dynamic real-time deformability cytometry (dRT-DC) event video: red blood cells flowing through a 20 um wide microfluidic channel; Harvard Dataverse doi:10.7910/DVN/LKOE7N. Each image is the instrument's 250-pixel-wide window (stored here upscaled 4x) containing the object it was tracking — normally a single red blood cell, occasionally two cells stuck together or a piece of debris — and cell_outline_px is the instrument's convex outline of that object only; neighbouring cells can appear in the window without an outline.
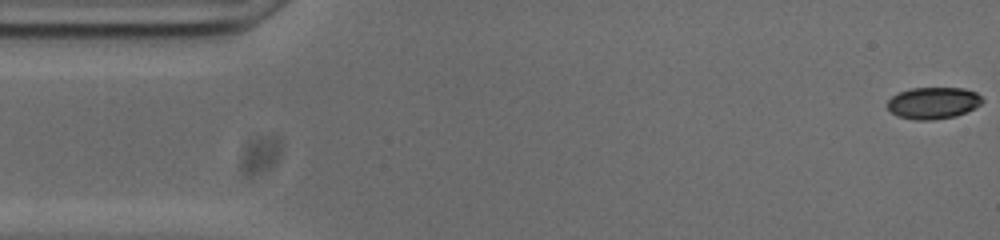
{"species": "common noctule bat (a hibernating species)", "species_latin": "Nyctalus noctula", "temperature_condition": "cold", "stored_images_in_passage": 54, "camera_frame_rate_fps": 3000, "um_per_image_px": 0.085, "animal": {"sex": "male", "body_mass_g": 20.0, "forearm_length_mm": 53.3}, "frame": {"image": 1, "passage_image": 1, "time_ms": 0.0, "image_size_px": [1000, 240], "cell_outline_px": [[984, 100], [980, 104], [956, 116], [932, 120], [916, 120], [896, 116], [888, 108], [888, 100], [892, 96], [900, 92], [912, 88], [964, 88], [976, 92]], "centroid_in_image_um": [79.31, 8.75], "position_along_channel_um": 5.7, "area_um2": 17.4}}
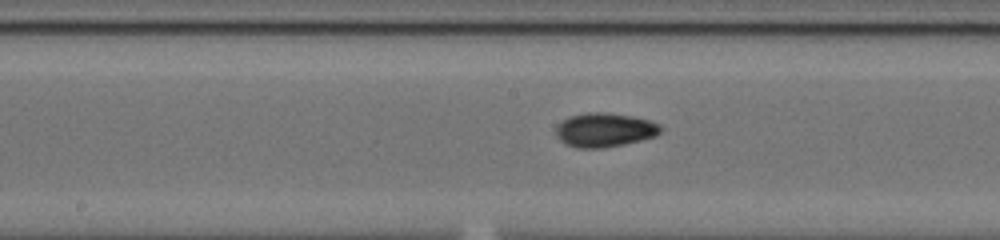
{"frame": {"image": 2, "passage_image": 26, "time_ms": 8.333, "image_size_px": [1000, 240], "cell_outline_px": [[664, 128], [656, 136], [624, 144], [604, 148], [576, 148], [564, 144], [556, 136], [556, 124], [568, 116], [588, 112], [608, 112], [632, 116], [648, 120], [660, 124]], "centroid_in_image_um": [51.37, 11.04], "position_along_channel_um": 196.8, "area_um2": 21.1}}
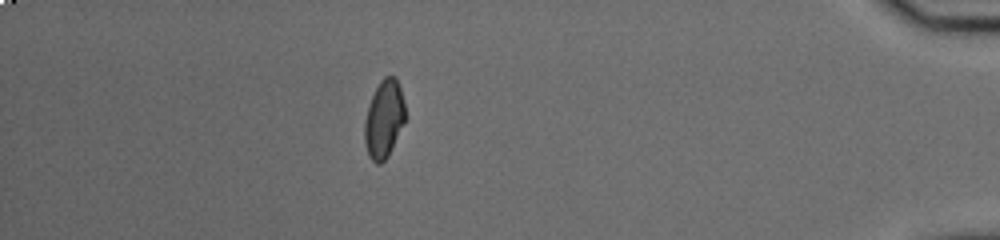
{"frame": {"image": 3, "passage_image": 47, "time_ms": 15.333, "image_size_px": [1000, 240], "cell_outline_px": [[404, 124], [388, 156], [380, 164], [376, 164], [368, 156], [364, 140], [364, 120], [372, 96], [380, 80], [384, 76], [396, 76], [400, 88], [404, 104]], "centroid_in_image_um": [32.63, 10.13], "position_along_channel_um": 402.6, "area_um2": 18.38}, "authors_computed_cell_mechanics": {"area_um2": 18.8139, "velocity_mm_per_s": 3.7525, "shape_relaxation_time_tau1_ms": 4.3443, "shape_relaxation_time_tau2_ms": 3.3463, "deformation_change_tau1": 0.1296, "deformation_change_tau2": 0.0469}}